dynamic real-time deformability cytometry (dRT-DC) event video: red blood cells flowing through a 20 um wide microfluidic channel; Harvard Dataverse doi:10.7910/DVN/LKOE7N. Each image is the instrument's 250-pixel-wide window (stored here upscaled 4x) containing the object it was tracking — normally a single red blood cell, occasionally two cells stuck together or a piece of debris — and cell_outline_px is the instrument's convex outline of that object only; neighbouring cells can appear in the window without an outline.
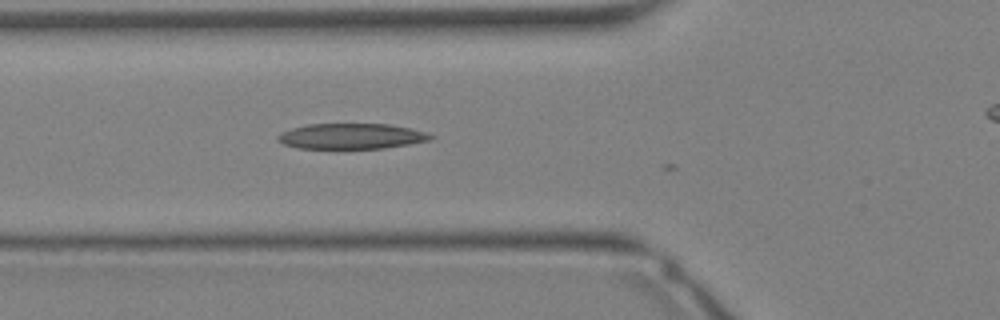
{"species": "Egyptian fruit bat (a non-hibernating species)", "species_latin": "Rousettus aegyptiacus", "temperature_condition": "warm", "stored_images_in_passage": 8, "camera_frame_rate_fps": 3000, "um_per_image_px": 0.085, "animal": {"sex": "female"}, "frame": {"image": 1, "passage_image": 4, "time_ms": 1.0, "image_size_px": [1000, 320], "cell_outline_px": [[436, 136], [432, 140], [384, 148], [296, 148], [284, 144], [276, 140], [276, 136], [280, 132], [292, 128], [308, 124], [388, 124], [412, 128]], "centroid_in_image_um": [29.86, 11.57], "position_along_channel_um": 95.9, "area_um2": 22.77}}
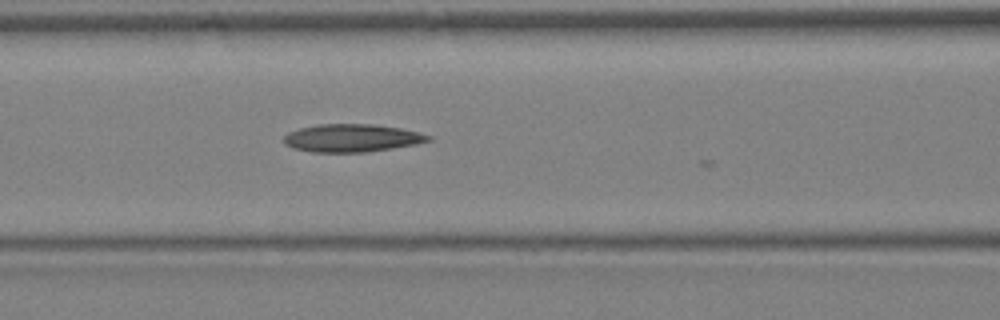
{"frame": {"image": 2, "passage_image": 6, "time_ms": 1.667, "image_size_px": [1000, 320], "cell_outline_px": [[432, 140], [416, 144], [368, 152], [312, 152], [292, 148], [284, 144], [284, 136], [288, 132], [300, 128], [320, 124], [372, 124], [400, 128], [420, 132], [432, 136]], "centroid_in_image_um": [29.91, 11.73], "position_along_channel_um": 136.7, "area_um2": 23.52}}